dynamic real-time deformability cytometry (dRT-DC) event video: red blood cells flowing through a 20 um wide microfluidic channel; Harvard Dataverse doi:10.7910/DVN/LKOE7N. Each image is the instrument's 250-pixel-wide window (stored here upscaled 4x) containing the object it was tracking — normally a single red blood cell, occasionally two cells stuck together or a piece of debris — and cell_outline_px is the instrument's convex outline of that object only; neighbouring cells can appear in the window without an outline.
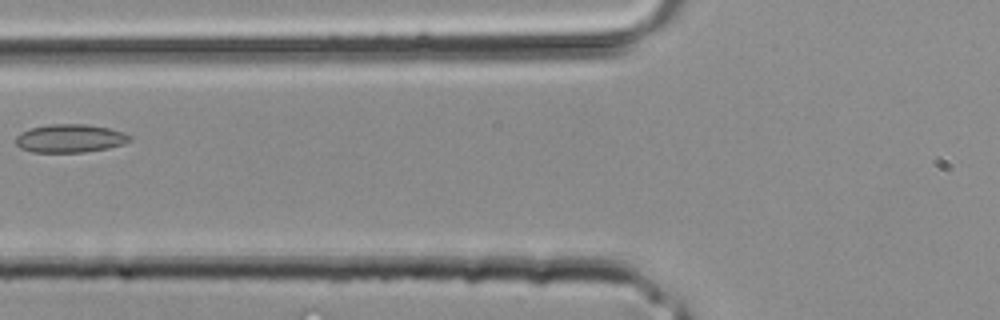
{"species": "common noctule bat (a hibernating species)", "species_latin": "Nyctalus noctula", "temperature_condition": "room temperature", "stored_images_in_passage": 3, "camera_frame_rate_fps": 3000, "um_per_image_px": 0.085, "animal": {"sex": "male", "body_mass_g": 20.4}, "frame": {"image": 1, "passage_image": 3, "time_ms": 0.667, "image_size_px": [1000, 320], "cell_outline_px": [[132, 140], [124, 144], [108, 148], [84, 152], [32, 152], [20, 148], [16, 144], [16, 136], [32, 128], [48, 124], [84, 124], [108, 128], [124, 132], [132, 136]], "centroid_in_image_um": [5.99, 11.77], "position_along_channel_um": 119.8, "area_um2": 18.73}}